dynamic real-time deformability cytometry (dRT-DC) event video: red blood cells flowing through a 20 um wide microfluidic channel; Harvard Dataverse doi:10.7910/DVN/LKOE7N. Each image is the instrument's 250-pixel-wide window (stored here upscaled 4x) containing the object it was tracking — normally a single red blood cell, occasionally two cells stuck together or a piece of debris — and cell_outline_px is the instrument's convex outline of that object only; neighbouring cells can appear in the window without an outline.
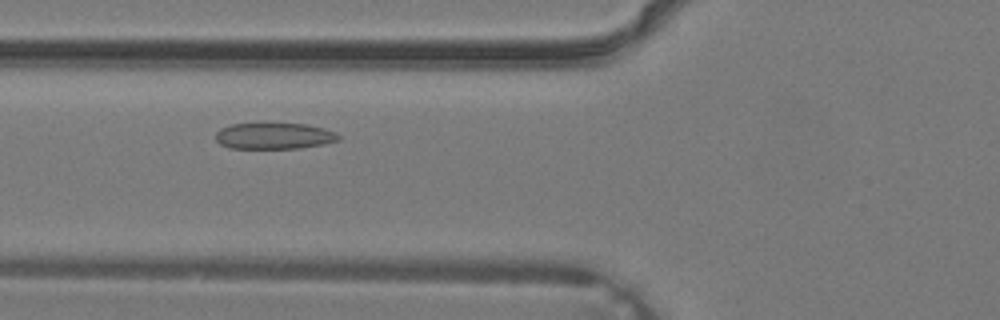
{"species": "common noctule bat (a hibernating species)", "species_latin": "Nyctalus noctula", "temperature_condition": "warm", "stored_images_in_passage": 34, "camera_frame_rate_fps": 3000, "um_per_image_px": 0.085, "animal": {"sex": "male", "body_mass_g": 19.2, "forearm_length_mm": 51.8}, "frame": {"image": 1, "passage_image": 11, "time_ms": 3.333, "image_size_px": [1000, 320], "cell_outline_px": [[340, 140], [324, 144], [300, 148], [228, 148], [220, 144], [216, 140], [216, 132], [220, 128], [232, 124], [308, 124], [324, 128], [336, 132], [340, 136]], "centroid_in_image_um": [23.32, 11.56], "position_along_channel_um": 102.5, "area_um2": 18.79}}
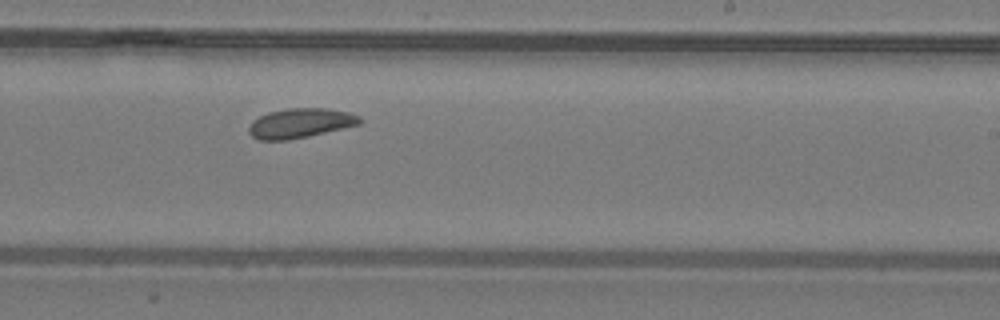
{"frame": {"image": 2, "passage_image": 20, "time_ms": 6.333, "image_size_px": [1000, 320], "cell_outline_px": [[360, 124], [308, 136], [288, 140], [260, 140], [252, 136], [248, 132], [248, 128], [252, 120], [268, 112], [288, 108], [324, 108], [348, 112], [360, 116]], "centroid_in_image_um": [25.48, 10.46], "position_along_channel_um": 263.5, "area_um2": 19.02}}
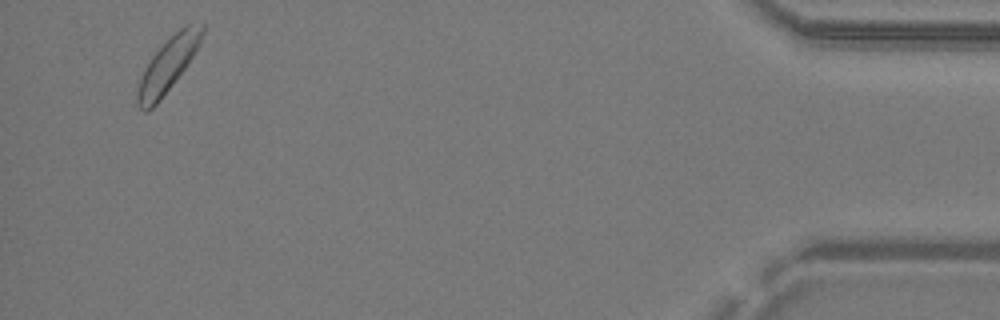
{"frame": {"image": 3, "passage_image": 33, "time_ms": 10.667, "image_size_px": [1000, 320], "cell_outline_px": [[204, 32], [200, 44], [184, 68], [160, 100], [152, 108], [144, 112], [136, 104], [136, 92], [140, 80], [152, 56], [184, 24], [192, 20], [204, 24]], "centroid_in_image_um": [14.3, 5.48], "position_along_channel_um": 420.9, "area_um2": 19.94}}